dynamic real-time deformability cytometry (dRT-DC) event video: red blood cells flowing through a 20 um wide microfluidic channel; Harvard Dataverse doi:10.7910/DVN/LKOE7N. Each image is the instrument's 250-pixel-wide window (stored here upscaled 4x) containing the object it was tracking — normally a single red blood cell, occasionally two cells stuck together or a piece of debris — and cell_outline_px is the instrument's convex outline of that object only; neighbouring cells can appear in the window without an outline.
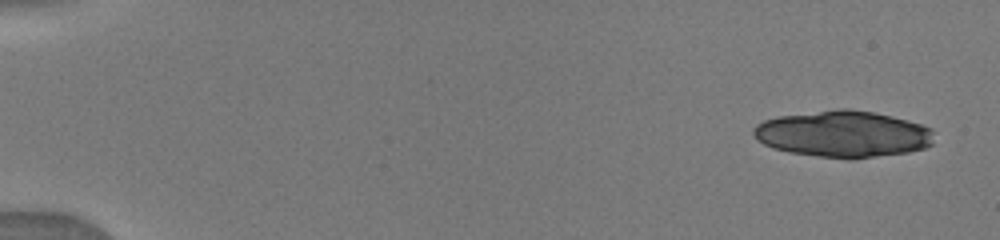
{"species": "human", "species_latin": "Homo sapiens", "temperature_condition": "warm", "stored_images_in_passage": 15, "camera_frame_rate_fps": 3000, "um_per_image_px": 0.085, "donor": {"sex": "male"}, "frame": {"image": 1, "passage_image": 1, "time_ms": 0.0, "image_size_px": [1000, 240], "cell_outline_px": [[932, 144], [924, 148], [908, 152], [852, 160], [848, 160], [816, 156], [788, 152], [772, 148], [764, 144], [752, 132], [752, 128], [756, 124], [764, 120], [776, 116], [840, 108], [848, 108], [872, 112], [892, 116], [908, 120], [932, 128]], "centroid_in_image_um": [71.65, 11.4], "position_along_channel_um": 13.4, "area_um2": 49.3}}
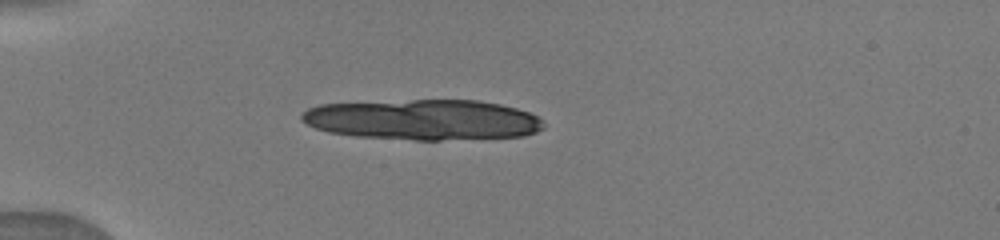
{"frame": {"image": 2, "passage_image": 9, "time_ms": 4.0, "image_size_px": [1000, 240], "cell_outline_px": [[544, 128], [536, 132], [524, 136], [440, 140], [416, 140], [356, 136], [328, 132], [316, 128], [300, 120], [300, 116], [308, 108], [320, 104], [412, 100], [476, 100], [500, 104], [516, 108], [528, 112], [536, 116], [544, 124]], "centroid_in_image_um": [35.96, 10.18], "position_along_channel_um": 49.0, "area_um2": 56.99}}